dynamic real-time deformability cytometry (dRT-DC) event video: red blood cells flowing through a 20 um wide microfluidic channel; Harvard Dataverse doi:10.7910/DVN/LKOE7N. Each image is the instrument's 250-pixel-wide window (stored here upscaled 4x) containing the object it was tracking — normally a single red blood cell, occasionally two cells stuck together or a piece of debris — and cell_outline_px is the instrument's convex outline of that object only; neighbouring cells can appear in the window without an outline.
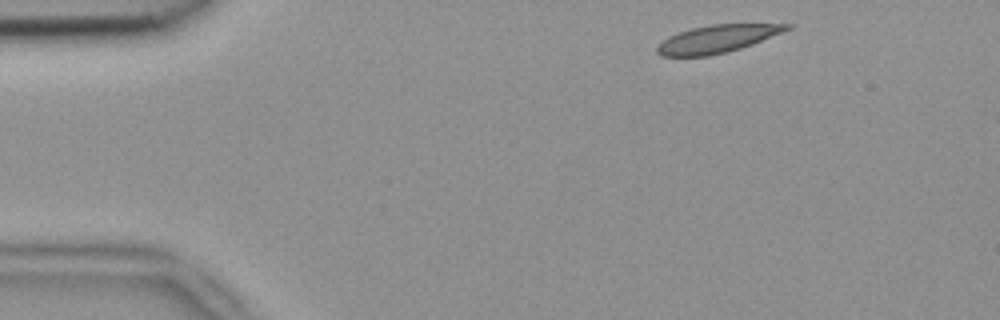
{"species": "common noctule bat (a hibernating species)", "species_latin": "Nyctalus noctula", "temperature_condition": "room temperature", "stored_images_in_passage": 3, "camera_frame_rate_fps": 3000, "um_per_image_px": 0.085, "animal": {"sex": "female", "body_mass_g": 18.4}, "frame": {"image": 1, "passage_image": 1, "time_ms": 0.0, "image_size_px": [1000, 320], "cell_outline_px": [[796, 24], [792, 28], [752, 44], [728, 52], [708, 56], [660, 56], [656, 52], [656, 48], [668, 36], [692, 28], [712, 24]], "centroid_in_image_um": [60.97, 3.31], "position_along_channel_um": 24.0, "area_um2": 20.75}}